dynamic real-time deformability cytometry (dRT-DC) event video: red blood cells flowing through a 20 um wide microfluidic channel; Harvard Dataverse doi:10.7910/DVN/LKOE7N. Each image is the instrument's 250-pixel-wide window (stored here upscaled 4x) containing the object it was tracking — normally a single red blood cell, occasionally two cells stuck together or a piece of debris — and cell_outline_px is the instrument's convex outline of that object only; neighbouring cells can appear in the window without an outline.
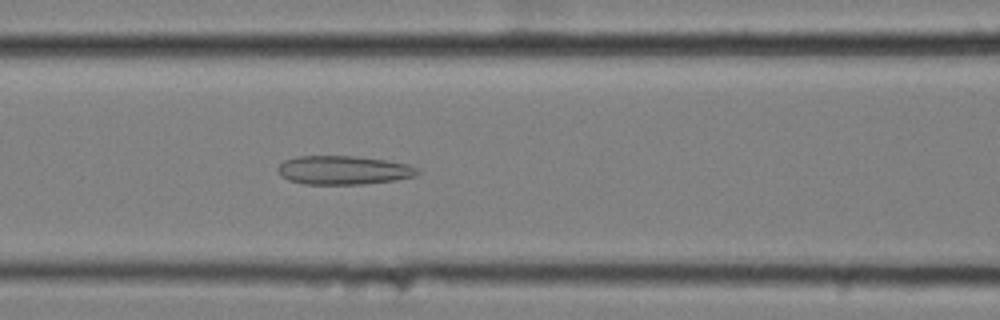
{"species": "common noctule bat (a hibernating species)", "species_latin": "Nyctalus noctula", "temperature_condition": "cold", "stored_images_in_passage": 58, "camera_frame_rate_fps": 3000, "um_per_image_px": 0.085, "animal": {"sex": "female", "body_mass_g": 25.1}, "frame": {"image": 1, "passage_image": 25, "time_ms": 8.0, "image_size_px": [1000, 320], "cell_outline_px": [[420, 172], [416, 176], [396, 180], [364, 184], [304, 184], [288, 180], [280, 176], [276, 168], [284, 160], [296, 156], [352, 156], [384, 160], [408, 164], [420, 168]], "centroid_in_image_um": [29.19, 14.47], "position_along_channel_um": 137.4, "area_um2": 23.58}}
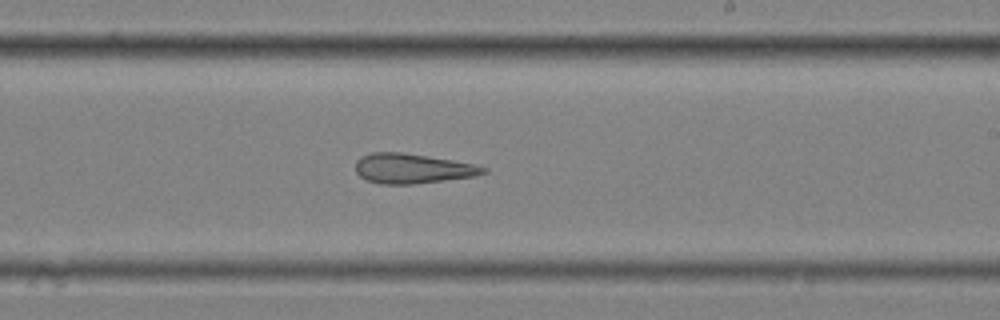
{"frame": {"image": 2, "passage_image": 35, "time_ms": 11.333, "image_size_px": [1000, 320], "cell_outline_px": [[488, 172], [476, 176], [412, 184], [380, 184], [368, 180], [360, 176], [356, 172], [356, 160], [360, 156], [372, 152], [404, 152], [476, 164], [488, 168]], "centroid_in_image_um": [35.07, 14.31], "position_along_channel_um": 253.9, "area_um2": 22.31}}
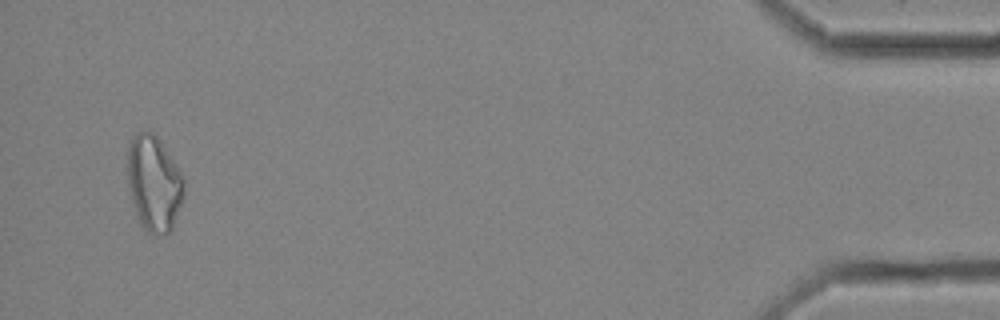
{"frame": {"image": 3, "passage_image": 56, "time_ms": 18.333, "image_size_px": [1000, 320], "cell_outline_px": [[184, 196], [172, 228], [168, 232], [148, 232], [140, 224], [132, 204], [128, 184], [128, 148], [136, 132], [152, 132], [160, 140], [184, 176]], "centroid_in_image_um": [13.09, 15.56], "position_along_channel_um": 422.1, "area_um2": 31.1}, "authors_computed_cell_mechanics": {"area_um2": 26.8481, "velocity_mm_per_s": 3.5009, "shape_relaxation_time_tau1_ms": null, "shape_relaxation_time_tau2_ms": 3.9841, "deformation_change_tau1": null, "deformation_change_tau2": 0.1561}}